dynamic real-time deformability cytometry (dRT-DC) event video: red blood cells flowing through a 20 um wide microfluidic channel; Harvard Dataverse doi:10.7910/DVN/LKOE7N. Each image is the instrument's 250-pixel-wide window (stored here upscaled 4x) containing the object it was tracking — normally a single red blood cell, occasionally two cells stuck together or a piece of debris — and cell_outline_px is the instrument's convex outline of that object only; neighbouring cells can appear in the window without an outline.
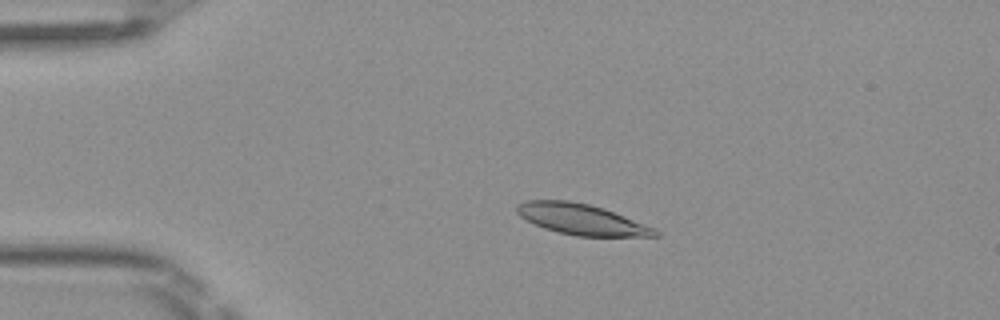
{"species": "Egyptian fruit bat (a non-hibernating species)", "species_latin": "Rousettus aegyptiacus", "temperature_condition": "room temperature", "stored_images_in_passage": 48, "camera_frame_rate_fps": 3000, "um_per_image_px": 0.085, "frame": {"image": 1, "passage_image": 10, "time_ms": 3.0, "image_size_px": [1000, 320], "cell_outline_px": [[660, 236], [576, 236], [544, 228], [520, 216], [516, 212], [516, 204], [524, 200], [568, 200], [588, 204], [604, 208], [656, 228], [660, 232]], "centroid_in_image_um": [49.44, 18.63], "position_along_channel_um": 35.6, "area_um2": 24.74}}
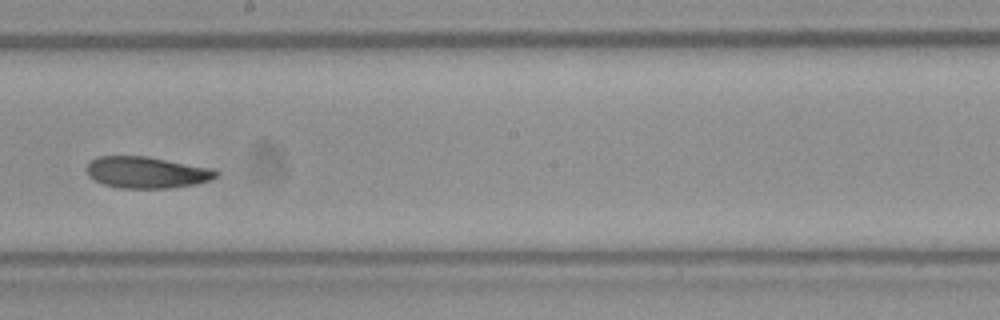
{"frame": {"image": 2, "passage_image": 28, "time_ms": 9.0, "image_size_px": [1000, 320], "cell_outline_px": [[220, 172], [212, 180], [196, 184], [168, 188], [120, 188], [104, 184], [88, 176], [88, 160], [96, 156], [148, 156], [212, 168]], "centroid_in_image_um": [12.48, 14.64], "position_along_channel_um": 235.7, "area_um2": 23.87}}
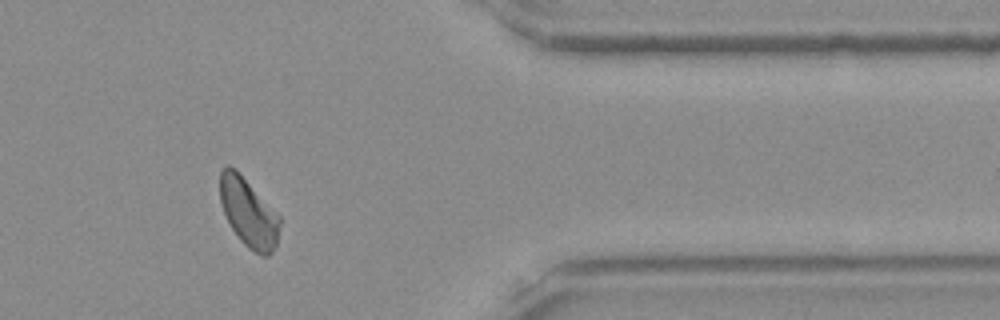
{"frame": {"image": 3, "passage_image": 41, "time_ms": 13.333, "image_size_px": [1000, 320], "cell_outline_px": [[280, 224], [276, 244], [272, 252], [268, 256], [260, 256], [248, 248], [240, 240], [232, 228], [224, 212], [220, 200], [220, 172], [228, 164], [236, 168], [280, 216]], "centroid_in_image_um": [21.13, 18.07], "position_along_channel_um": 390.3, "area_um2": 23.87}, "authors_computed_cell_mechanics": {"area_um2": 24.3627, "velocity_mm_per_s": 4.035, "shape_relaxation_time_tau1_ms": 8.3824, "shape_relaxation_time_tau2_ms": 4.5155, "deformation_change_tau1": 0.1486, "deformation_change_tau2": 0.1022}}